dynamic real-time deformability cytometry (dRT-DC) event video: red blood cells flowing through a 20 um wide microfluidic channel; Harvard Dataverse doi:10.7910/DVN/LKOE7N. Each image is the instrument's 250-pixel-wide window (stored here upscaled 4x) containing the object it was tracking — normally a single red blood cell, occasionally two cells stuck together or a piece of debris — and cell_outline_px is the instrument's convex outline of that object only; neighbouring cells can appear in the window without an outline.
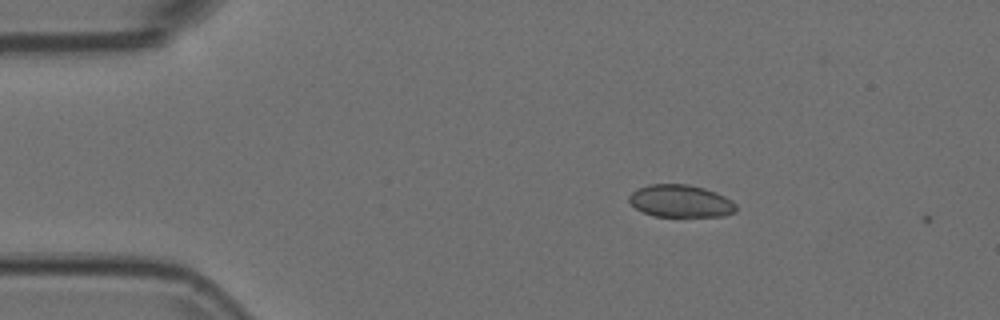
{"species": "Egyptian fruit bat (a non-hibernating species)", "species_latin": "Rousettus aegyptiacus", "temperature_condition": "room temperature", "stored_images_in_passage": 2, "camera_frame_rate_fps": 3000, "um_per_image_px": 0.085, "animal": {"sex": "female"}, "frame": {"image": 1, "passage_image": 1, "time_ms": 0.0, "image_size_px": [1000, 320], "cell_outline_px": [[736, 212], [724, 216], [652, 216], [636, 208], [628, 200], [628, 196], [632, 192], [648, 184], [688, 184], [704, 188], [716, 192], [732, 200], [736, 204]], "centroid_in_image_um": [57.87, 17.09], "position_along_channel_um": 27.1, "area_um2": 20.23}}